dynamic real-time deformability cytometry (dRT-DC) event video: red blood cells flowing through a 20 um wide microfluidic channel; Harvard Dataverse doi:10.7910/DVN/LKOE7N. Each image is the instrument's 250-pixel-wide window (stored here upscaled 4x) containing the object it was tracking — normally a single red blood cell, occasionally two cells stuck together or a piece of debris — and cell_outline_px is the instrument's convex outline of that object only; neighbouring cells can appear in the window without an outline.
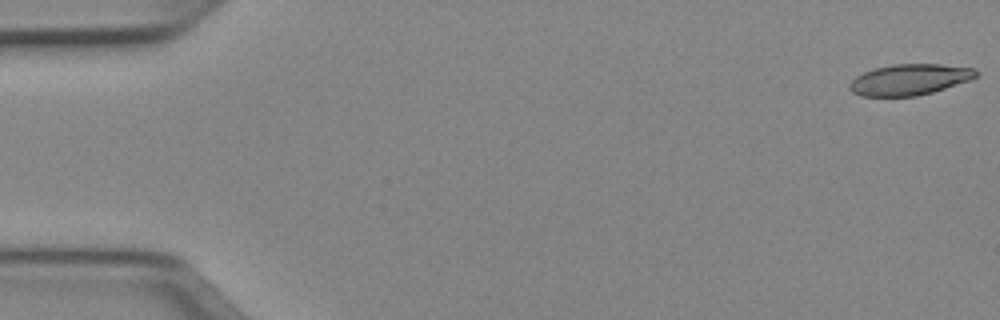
{"species": "Egyptian fruit bat (a non-hibernating species)", "species_latin": "Rousettus aegyptiacus", "temperature_condition": "cold", "stored_images_in_passage": 51, "camera_frame_rate_fps": 3000, "um_per_image_px": 0.085, "animal": {"sex": "female"}, "frame": {"image": 1, "passage_image": 1, "time_ms": 0.0, "image_size_px": [1000, 320], "cell_outline_px": [[980, 72], [972, 80], [932, 92], [916, 96], [860, 96], [852, 92], [848, 88], [848, 84], [856, 76], [864, 72], [876, 68], [892, 64], [940, 64], [972, 68]], "centroid_in_image_um": [77.31, 6.77], "position_along_channel_um": 7.7, "area_um2": 22.89}}
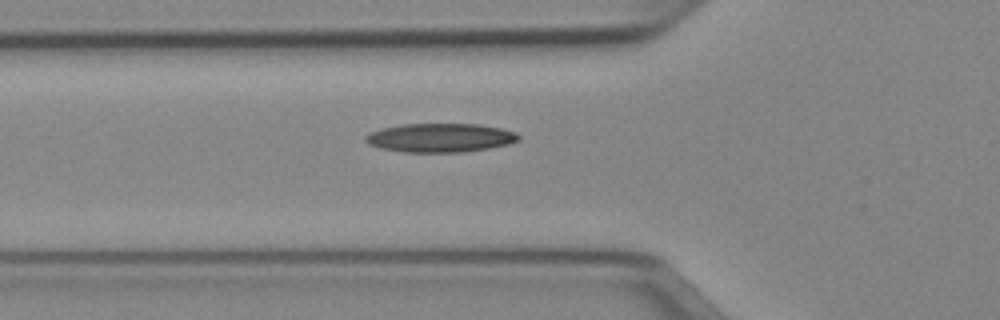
{"frame": {"image": 2, "passage_image": 18, "time_ms": 5.667, "image_size_px": [1000, 320], "cell_outline_px": [[520, 140], [508, 144], [488, 148], [464, 152], [404, 152], [380, 148], [368, 144], [364, 140], [364, 136], [368, 132], [380, 128], [404, 124], [476, 124], [500, 128], [516, 132], [520, 136]], "centroid_in_image_um": [37.38, 11.71], "position_along_channel_um": 88.4, "area_um2": 25.84}}
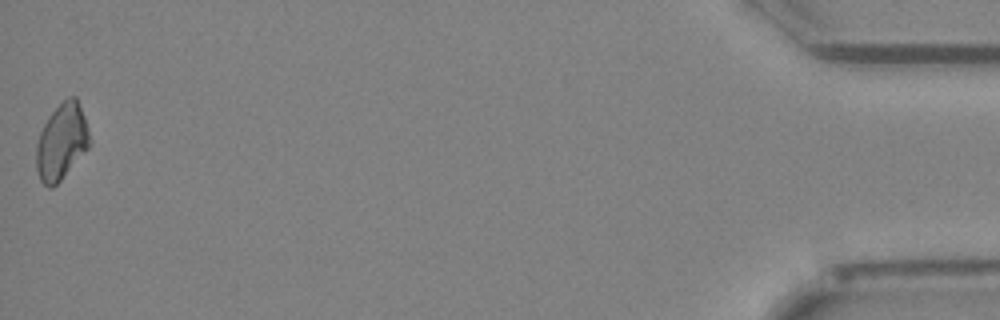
{"frame": {"image": 3, "passage_image": 51, "time_ms": 16.667, "image_size_px": [1000, 320], "cell_outline_px": [[92, 144], [60, 180], [52, 188], [48, 188], [40, 180], [36, 168], [36, 144], [40, 132], [48, 116], [68, 96], [76, 96], [84, 116], [92, 140]], "centroid_in_image_um": [5.24, 12.05], "position_along_channel_um": 430.0, "area_um2": 23.64}, "authors_computed_cell_mechanics": {"area_um2": 23.8714, "velocity_mm_per_s": 3.9757, "shape_relaxation_time_tau1_ms": 7.1339, "shape_relaxation_time_tau2_ms": null, "deformation_change_tau1": 0.1455, "deformation_change_tau2": null}}